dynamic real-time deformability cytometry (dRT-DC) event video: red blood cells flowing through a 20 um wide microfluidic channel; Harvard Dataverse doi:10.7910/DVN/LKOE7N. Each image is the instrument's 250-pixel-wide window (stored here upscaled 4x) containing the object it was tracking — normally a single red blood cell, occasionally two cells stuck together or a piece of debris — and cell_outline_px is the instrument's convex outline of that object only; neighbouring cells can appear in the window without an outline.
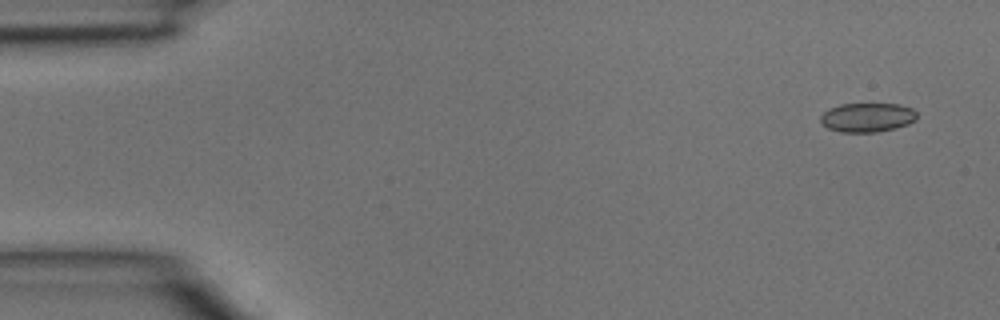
{"species": "common noctule bat (a hibernating species)", "species_latin": "Nyctalus noctula", "temperature_condition": "room temperature", "stored_images_in_passage": 3, "camera_frame_rate_fps": 3000, "um_per_image_px": 0.085, "animal": {"sex": "male", "body_mass_g": 15.6}, "frame": {"image": 1, "passage_image": 1, "time_ms": 0.0, "image_size_px": [1000, 320], "cell_outline_px": [[916, 120], [908, 124], [876, 132], [840, 132], [828, 128], [820, 120], [820, 116], [828, 108], [840, 104], [900, 104], [912, 108], [916, 112]], "centroid_in_image_um": [73.71, 9.97], "position_along_channel_um": 11.3, "area_um2": 16.3}}